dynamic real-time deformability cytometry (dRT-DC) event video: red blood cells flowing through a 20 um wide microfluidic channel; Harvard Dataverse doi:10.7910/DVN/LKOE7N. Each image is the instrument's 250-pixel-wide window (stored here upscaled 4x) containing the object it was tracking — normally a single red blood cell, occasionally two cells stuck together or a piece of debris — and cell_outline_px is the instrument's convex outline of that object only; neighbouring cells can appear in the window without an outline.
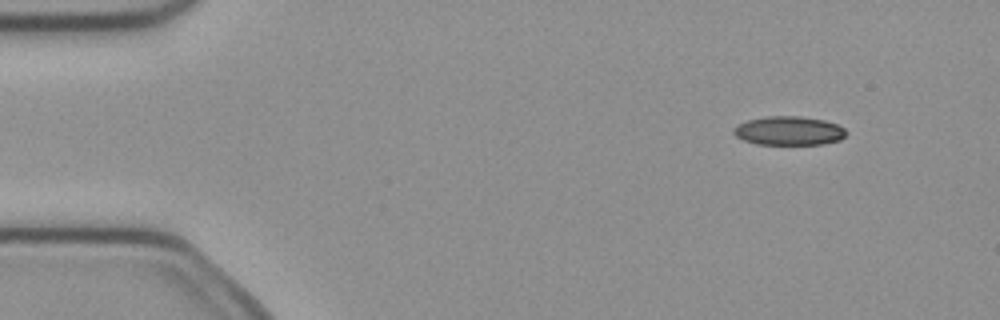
{"species": "common noctule bat (a hibernating species)", "species_latin": "Nyctalus noctula", "temperature_condition": "cold", "stored_images_in_passage": 4, "segment_of_instrument_passage": [2, 2], "camera_frame_rate_fps": 3000, "um_per_image_px": 0.085, "animal": {"sex": "female", "body_mass_g": 21.9}, "frame": {"image": 1, "passage_image": 4, "time_ms": 1.0, "image_size_px": [1000, 320], "cell_outline_px": [[848, 132], [840, 140], [820, 144], [756, 144], [744, 140], [736, 136], [732, 132], [732, 128], [736, 124], [748, 120], [768, 116], [800, 116], [824, 120], [836, 124], [844, 128]], "centroid_in_image_um": [67.03, 11.11], "position_along_channel_um": 18.0, "area_um2": 18.96}}